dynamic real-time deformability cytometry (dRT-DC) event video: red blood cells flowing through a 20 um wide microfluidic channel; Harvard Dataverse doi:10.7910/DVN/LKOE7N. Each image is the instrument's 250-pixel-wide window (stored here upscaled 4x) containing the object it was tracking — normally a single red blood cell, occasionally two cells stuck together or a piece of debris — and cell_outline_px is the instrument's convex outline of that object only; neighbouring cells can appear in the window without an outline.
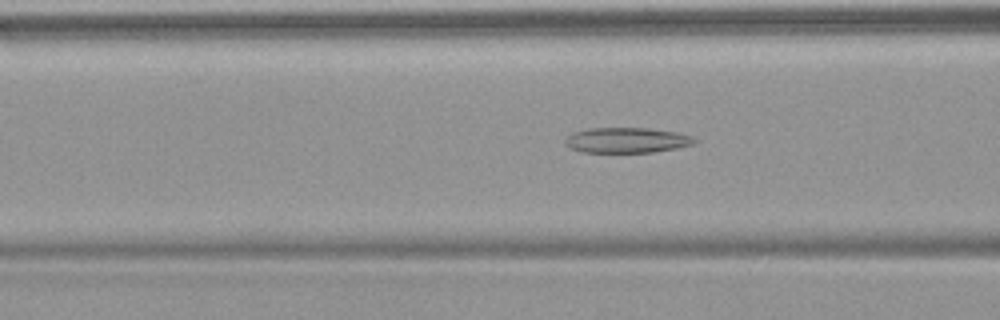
{"species": "common noctule bat (a hibernating species)", "species_latin": "Nyctalus noctula", "temperature_condition": "warm", "stored_images_in_passage": 53, "camera_frame_rate_fps": 3000, "um_per_image_px": 0.085, "animal": {"sex": "female", "body_mass_g": 18.4}, "frame": {"image": 1, "passage_image": 21, "time_ms": 6.667, "image_size_px": [1000, 320], "cell_outline_px": [[700, 140], [692, 144], [676, 148], [652, 152], [584, 152], [568, 148], [564, 144], [564, 140], [572, 132], [588, 128], [648, 128], [676, 132], [692, 136]], "centroid_in_image_um": [53.25, 11.91], "position_along_channel_um": 113.4, "area_um2": 19.19}}
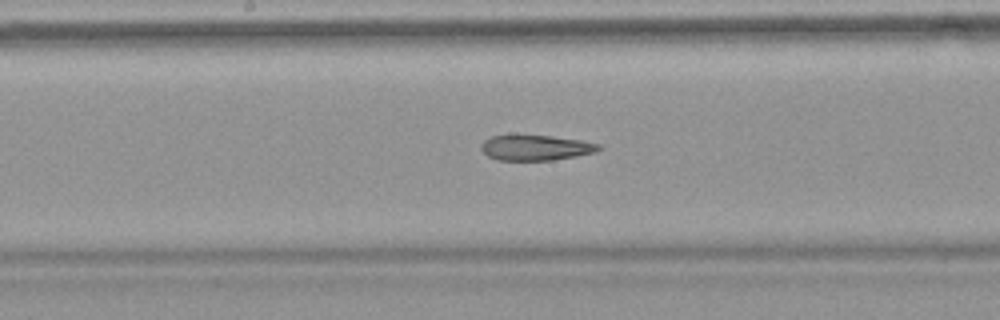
{"frame": {"image": 2, "passage_image": 28, "time_ms": 9.0, "image_size_px": [1000, 320], "cell_outline_px": [[604, 148], [596, 152], [576, 156], [552, 160], [496, 160], [488, 156], [480, 148], [480, 144], [484, 140], [492, 136], [512, 132], [552, 136], [580, 140], [600, 144]], "centroid_in_image_um": [45.49, 12.51], "position_along_channel_um": 202.7, "area_um2": 18.15}}
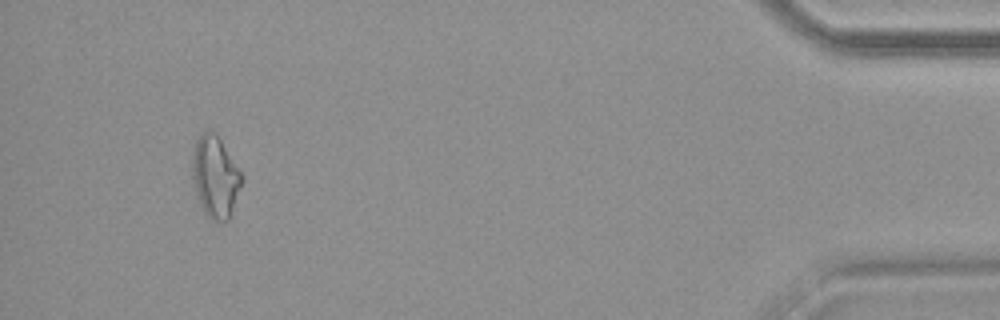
{"frame": {"image": 3, "passage_image": 50, "time_ms": 16.333, "image_size_px": [1000, 320], "cell_outline_px": [[244, 180], [228, 220], [212, 220], [204, 212], [200, 204], [196, 192], [192, 176], [192, 156], [196, 140], [204, 132], [212, 128], [244, 176]], "centroid_in_image_um": [18.3, 15.01], "position_along_channel_um": 416.9, "area_um2": 23.29}, "authors_computed_cell_mechanics": {"area_um2": 20.9236, "velocity_mm_per_s": 3.8333, "shape_relaxation_time_tau1_ms": null, "shape_relaxation_time_tau2_ms": 4.5254, "deformation_change_tau1": null, "deformation_change_tau2": 0.1511}}